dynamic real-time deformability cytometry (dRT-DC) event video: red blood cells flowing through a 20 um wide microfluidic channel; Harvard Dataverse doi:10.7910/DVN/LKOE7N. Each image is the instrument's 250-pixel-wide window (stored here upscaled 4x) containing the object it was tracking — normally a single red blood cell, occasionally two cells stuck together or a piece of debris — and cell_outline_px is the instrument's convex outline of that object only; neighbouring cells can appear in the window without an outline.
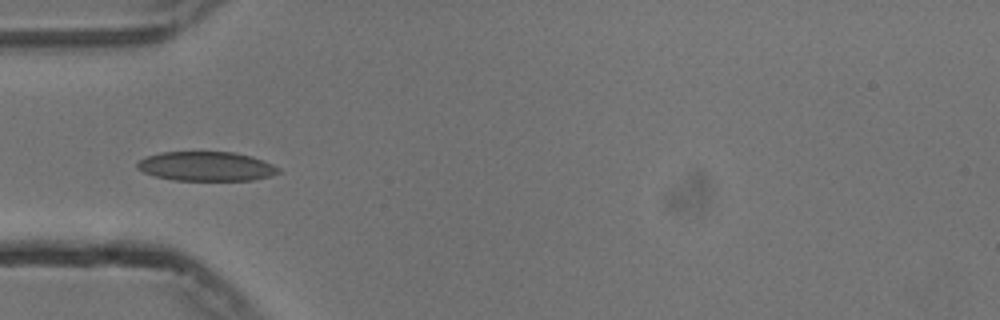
{"species": "common noctule bat (a hibernating species)", "species_latin": "Nyctalus noctula", "temperature_condition": "cold", "stored_images_in_passage": 38, "camera_frame_rate_fps": 3000, "um_per_image_px": 0.085, "animal": {"sex": "male", "body_mass_g": 13.3}, "frame": {"image": 1, "passage_image": 1, "time_ms": 0.0, "image_size_px": [1000, 320], "cell_outline_px": [[280, 172], [268, 176], [252, 180], [176, 180], [156, 176], [144, 172], [136, 168], [136, 164], [140, 160], [148, 156], [164, 152], [232, 152], [248, 156], [272, 164], [280, 168]], "centroid_in_image_um": [17.51, 14.14], "position_along_channel_um": 67.5, "area_um2": 23.7}}
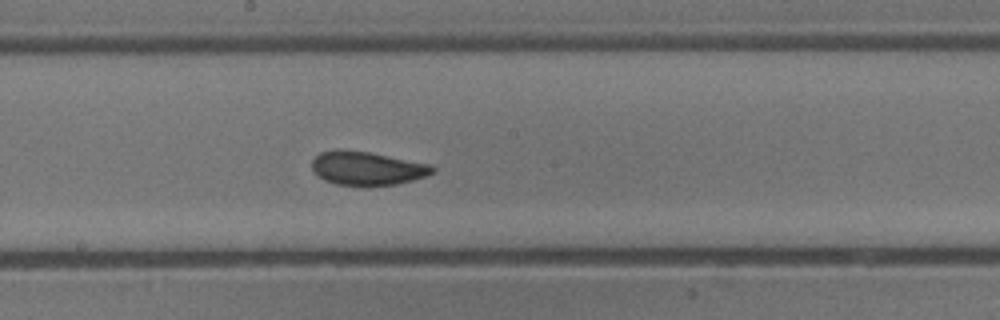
{"frame": {"image": 2, "passage_image": 13, "time_ms": 4.0, "image_size_px": [1000, 320], "cell_outline_px": [[436, 168], [432, 172], [424, 176], [412, 180], [396, 184], [364, 188], [336, 184], [324, 180], [312, 168], [312, 160], [320, 152], [368, 152], [428, 164]], "centroid_in_image_um": [31.21, 14.37], "position_along_channel_um": 217.0, "area_um2": 23.12}}
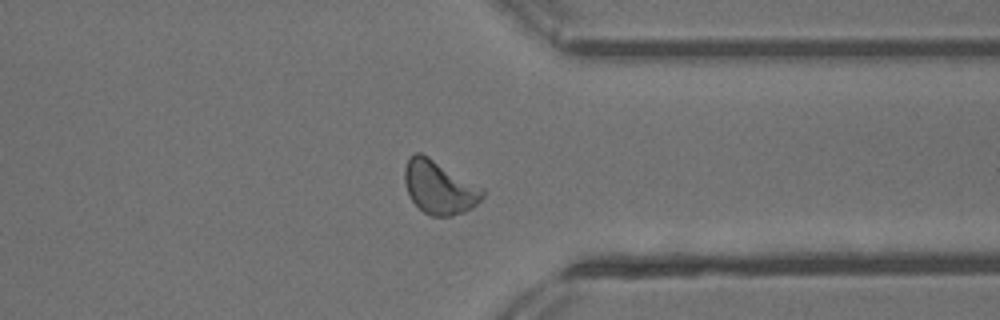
{"frame": {"image": 3, "passage_image": 26, "time_ms": 8.333, "image_size_px": [1000, 320], "cell_outline_px": [[484, 196], [472, 208], [464, 212], [452, 216], [432, 216], [424, 212], [412, 200], [408, 192], [404, 180], [404, 168], [408, 160], [416, 152], [420, 152], [428, 156], [484, 188]], "centroid_in_image_um": [37.35, 15.93], "position_along_channel_um": 374.0, "area_um2": 24.04}, "authors_computed_cell_mechanics": {"area_um2": 23.2645, "velocity_mm_per_s": 3.7202, "shape_relaxation_time_tau1_ms": 3.687, "shape_relaxation_time_tau2_ms": 0.9597, "deformation_change_tau1": 0.0781, "deformation_change_tau2": 0.0423}}